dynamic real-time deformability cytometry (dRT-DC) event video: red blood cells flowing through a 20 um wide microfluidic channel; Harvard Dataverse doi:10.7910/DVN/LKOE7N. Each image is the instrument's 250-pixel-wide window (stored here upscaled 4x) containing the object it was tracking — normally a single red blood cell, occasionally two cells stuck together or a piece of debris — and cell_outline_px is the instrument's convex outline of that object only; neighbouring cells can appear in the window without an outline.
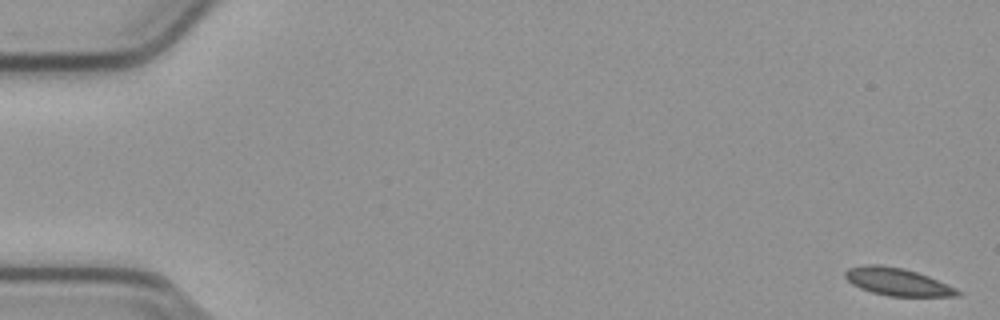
{"species": "common noctule bat (a hibernating species)", "species_latin": "Nyctalus noctula", "temperature_condition": "cold", "stored_images_in_passage": 13, "camera_frame_rate_fps": 3000, "um_per_image_px": 0.085, "animal": {"sex": "male", "body_mass_g": 23.1, "forearm_length_mm": 52.7}, "frame": {"image": 1, "passage_image": 1, "time_ms": 0.0, "image_size_px": [1000, 320], "cell_outline_px": [[964, 292], [960, 296], [888, 296], [872, 292], [860, 288], [852, 284], [844, 276], [844, 272], [848, 268], [868, 264], [880, 264], [904, 268], [928, 276], [956, 288]], "centroid_in_image_um": [76.29, 23.95], "position_along_channel_um": 8.7, "area_um2": 18.09}}